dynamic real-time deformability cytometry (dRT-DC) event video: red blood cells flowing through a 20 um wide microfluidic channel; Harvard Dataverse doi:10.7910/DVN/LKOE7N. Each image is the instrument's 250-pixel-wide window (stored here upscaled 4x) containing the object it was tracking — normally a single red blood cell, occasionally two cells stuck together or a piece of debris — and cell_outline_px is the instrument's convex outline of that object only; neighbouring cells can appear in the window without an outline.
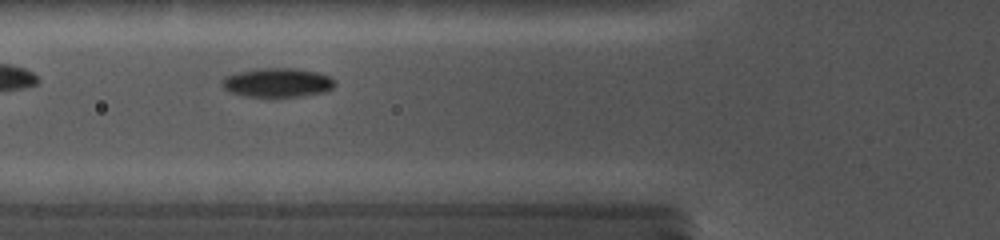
{"species": "common noctule bat (a hibernating species)", "species_latin": "Nyctalus noctula", "temperature_condition": "cold", "stored_images_in_passage": 26, "camera_frame_rate_fps": 5000, "um_per_image_px": 0.085, "animal": {"sex": "female", "body_mass_g": 19.0, "forearm_length_mm": 56.7}, "frame": {"image": 1, "passage_image": 5, "time_ms": 1.8, "image_size_px": [1000, 240], "cell_outline_px": [[336, 84], [332, 88], [320, 92], [296, 96], [244, 96], [232, 92], [224, 88], [220, 84], [220, 80], [224, 76], [236, 72], [256, 68], [296, 68], [320, 72], [336, 80]], "centroid_in_image_um": [23.54, 6.99], "position_along_channel_um": 102.3, "area_um2": 19.13}}
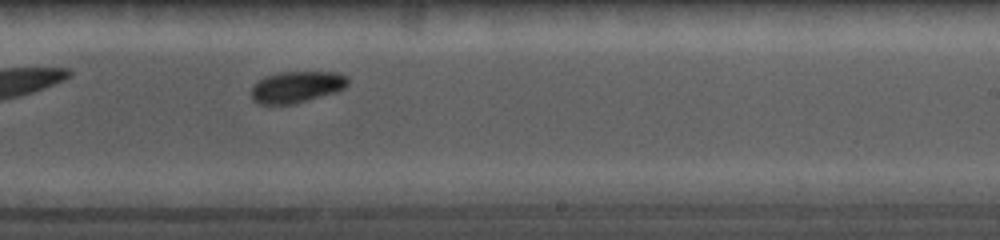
{"frame": {"image": 2, "passage_image": 15, "time_ms": 6.0, "image_size_px": [1000, 240], "cell_outline_px": [[348, 84], [344, 88], [332, 92], [292, 104], [256, 104], [252, 100], [252, 88], [260, 80], [268, 76], [280, 72], [336, 72], [348, 76]], "centroid_in_image_um": [25.21, 7.38], "position_along_channel_um": 263.8, "area_um2": 17.28}}
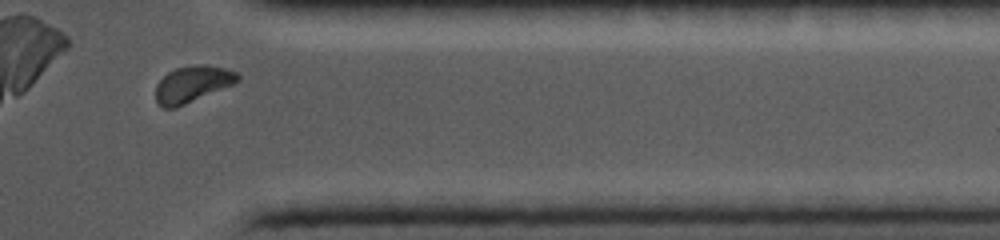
{"frame": {"image": 3, "passage_image": 23, "time_ms": 9.4, "image_size_px": [1000, 240], "cell_outline_px": [[240, 80], [232, 84], [176, 108], [164, 108], [156, 100], [156, 84], [168, 72], [176, 68], [192, 64], [196, 64], [224, 68], [236, 72], [240, 76]], "centroid_in_image_um": [16.33, 7.14], "position_along_channel_um": 395.1, "area_um2": 17.11}}